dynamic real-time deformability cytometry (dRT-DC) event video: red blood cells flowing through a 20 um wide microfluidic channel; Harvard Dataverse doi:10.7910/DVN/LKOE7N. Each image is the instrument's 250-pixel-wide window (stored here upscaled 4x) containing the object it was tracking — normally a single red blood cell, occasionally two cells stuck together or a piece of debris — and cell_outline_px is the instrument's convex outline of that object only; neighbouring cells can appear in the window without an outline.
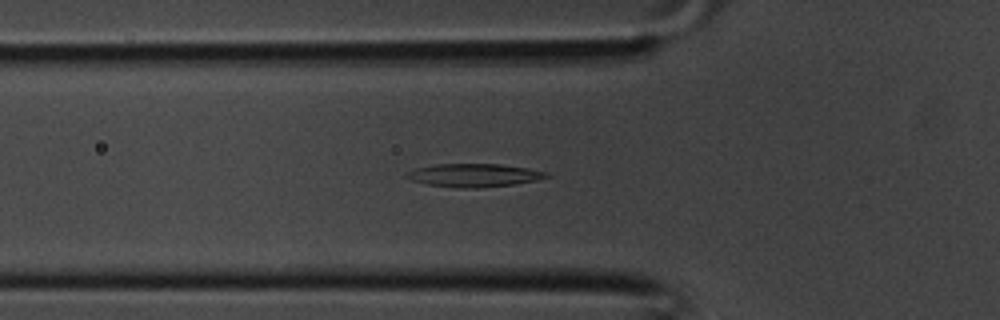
{"species": "common noctule bat (a hibernating species)", "species_latin": "Nyctalus noctula", "temperature_condition": "room temperature", "stored_images_in_passage": 37, "camera_frame_rate_fps": 3000, "um_per_image_px": 0.085, "animal": {"sex": "male", "body_mass_g": 20.1, "forearm_length_mm": 53.5}, "frame": {"image": 1, "passage_image": 12, "time_ms": 3.667, "image_size_px": [1000, 320], "cell_outline_px": [[552, 176], [536, 180], [512, 184], [476, 188], [456, 188], [428, 184], [412, 180], [404, 176], [404, 172], [416, 168], [436, 164], [500, 164], [528, 168], [548, 172]], "centroid_in_image_um": [40.28, 14.89], "position_along_channel_um": 85.5, "area_um2": 18.9}}
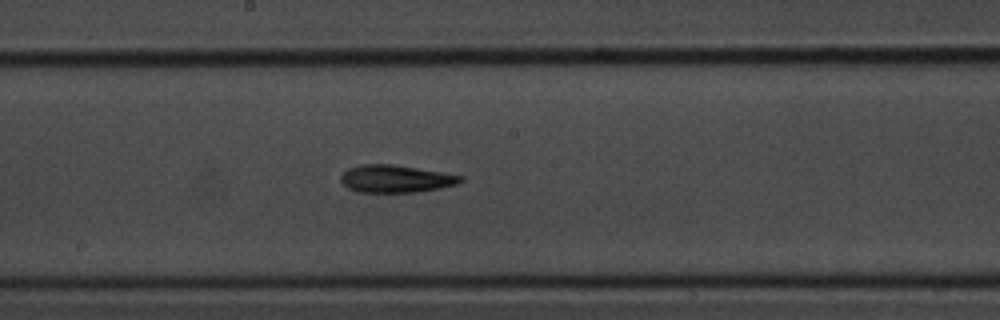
{"frame": {"image": 2, "passage_image": 19, "time_ms": 6.0, "image_size_px": [1000, 320], "cell_outline_px": [[464, 180], [456, 184], [440, 188], [416, 192], [356, 192], [348, 188], [340, 180], [340, 176], [348, 168], [360, 164], [396, 164], [464, 176]], "centroid_in_image_um": [33.63, 15.19], "position_along_channel_um": 214.6, "area_um2": 19.31}}
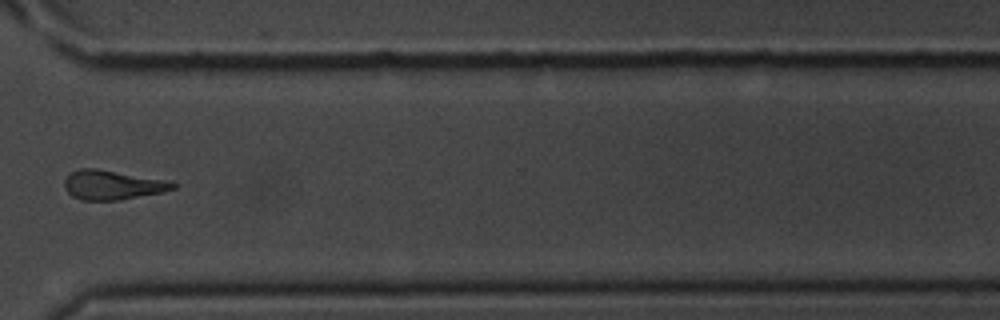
{"frame": {"image": 3, "passage_image": 27, "time_ms": 8.667, "image_size_px": [1000, 320], "cell_outline_px": [[176, 188], [164, 192], [120, 200], [80, 200], [72, 196], [64, 188], [64, 180], [72, 172], [80, 168], [96, 168], [168, 180], [176, 184]], "centroid_in_image_um": [9.57, 15.72], "position_along_channel_um": 361.0, "area_um2": 18.67}}